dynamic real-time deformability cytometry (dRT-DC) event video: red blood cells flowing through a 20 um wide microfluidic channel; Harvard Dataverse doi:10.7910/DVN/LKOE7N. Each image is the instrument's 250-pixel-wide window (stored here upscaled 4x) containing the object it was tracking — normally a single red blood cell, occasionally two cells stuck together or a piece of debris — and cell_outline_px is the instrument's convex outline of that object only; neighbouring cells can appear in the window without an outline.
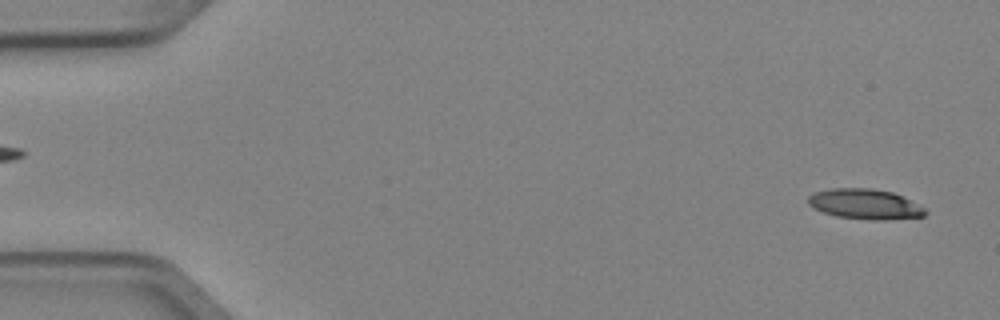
{"species": "Egyptian fruit bat (a non-hibernating species)", "species_latin": "Rousettus aegyptiacus", "temperature_condition": "cold", "stored_images_in_passage": 4, "segment_of_instrument_passage": [2, 2], "camera_frame_rate_fps": 3000, "um_per_image_px": 0.085, "animal": {"sex": "female"}, "frame": {"image": 1, "passage_image": 4, "time_ms": 1.0, "image_size_px": [1000, 320], "cell_outline_px": [[928, 212], [924, 216], [884, 220], [872, 220], [836, 216], [824, 212], [808, 204], [808, 196], [812, 192], [832, 188], [872, 188], [892, 192], [924, 208]], "centroid_in_image_um": [73.49, 17.34], "position_along_channel_um": 11.5, "area_um2": 20.4}}